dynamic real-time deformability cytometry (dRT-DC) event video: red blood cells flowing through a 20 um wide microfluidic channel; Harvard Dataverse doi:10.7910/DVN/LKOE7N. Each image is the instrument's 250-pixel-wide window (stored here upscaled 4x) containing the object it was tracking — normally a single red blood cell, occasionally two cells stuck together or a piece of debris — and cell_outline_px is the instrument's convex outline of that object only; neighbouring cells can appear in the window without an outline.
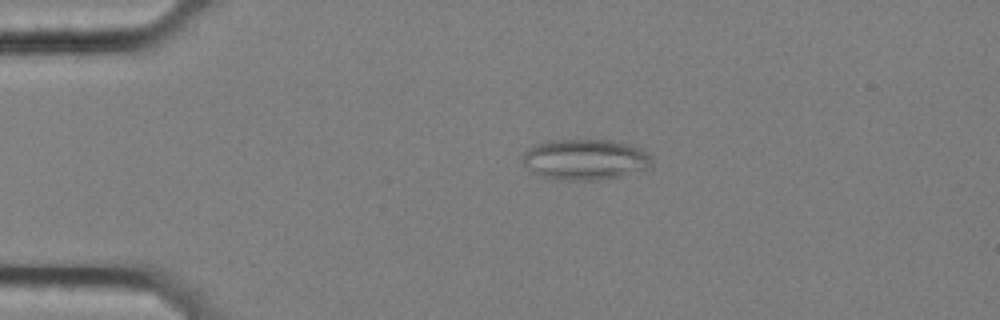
{"species": "common noctule bat (a hibernating species)", "species_latin": "Nyctalus noctula", "temperature_condition": "cold", "stored_images_in_passage": 28, "camera_frame_rate_fps": 3000, "um_per_image_px": 0.085, "animal": {"sex": "female", "body_mass_g": 25.1}, "frame": {"image": 1, "passage_image": 12, "time_ms": 3.667, "image_size_px": [1000, 320], "cell_outline_px": [[652, 164], [648, 168], [620, 176], [600, 180], [560, 180], [544, 176], [532, 172], [520, 160], [520, 156], [528, 148], [536, 144], [552, 140], [612, 140], [628, 144], [640, 148], [648, 152], [652, 156]], "centroid_in_image_um": [49.73, 13.55], "position_along_channel_um": 35.3, "area_um2": 30.87}}